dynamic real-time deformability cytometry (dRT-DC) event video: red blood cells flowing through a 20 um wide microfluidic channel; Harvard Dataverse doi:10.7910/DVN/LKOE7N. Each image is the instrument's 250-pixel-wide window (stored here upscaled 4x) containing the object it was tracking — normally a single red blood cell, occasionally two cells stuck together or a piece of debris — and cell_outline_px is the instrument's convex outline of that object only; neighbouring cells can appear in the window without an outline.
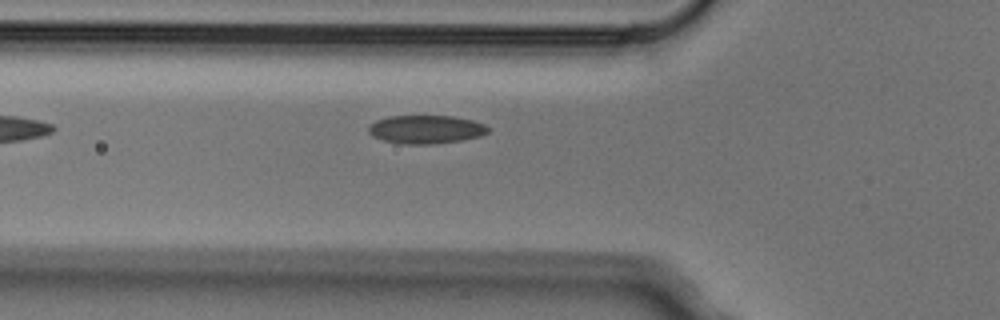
{"species": "Egyptian fruit bat (a non-hibernating species)", "species_latin": "Rousettus aegyptiacus", "temperature_condition": "cold", "stored_images_in_passage": 5, "camera_frame_rate_fps": 3000, "um_per_image_px": 0.085, "animal": {"sex": "male"}, "frame": {"image": 1, "passage_image": 5, "time_ms": 1.333, "image_size_px": [1000, 320], "cell_outline_px": [[488, 132], [480, 136], [460, 140], [432, 144], [400, 144], [384, 140], [372, 136], [368, 132], [368, 124], [376, 120], [388, 116], [452, 116], [472, 120], [484, 124], [488, 128]], "centroid_in_image_um": [36.15, 10.99], "position_along_channel_um": 89.6, "area_um2": 19.77}}